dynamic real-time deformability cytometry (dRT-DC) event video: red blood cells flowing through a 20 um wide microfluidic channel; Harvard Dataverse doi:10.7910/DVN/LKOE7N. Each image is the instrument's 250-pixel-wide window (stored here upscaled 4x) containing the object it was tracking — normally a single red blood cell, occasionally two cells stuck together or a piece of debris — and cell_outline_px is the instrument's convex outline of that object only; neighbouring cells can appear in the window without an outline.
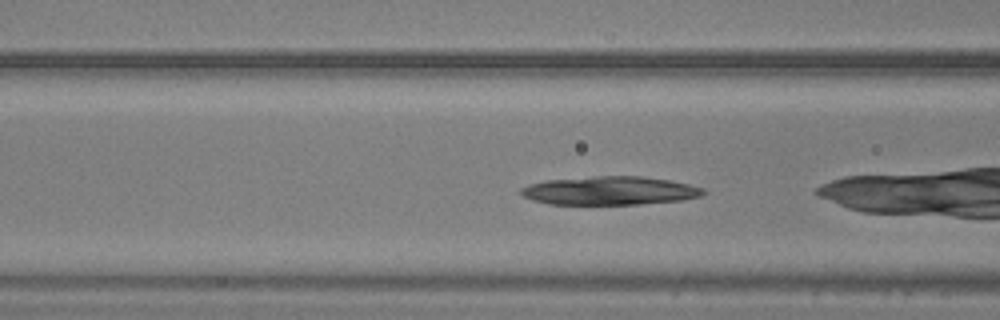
{"species": "common noctule bat (a hibernating species)", "species_latin": "Nyctalus noctula", "temperature_condition": "warm", "stored_images_in_passage": 18, "camera_frame_rate_fps": 3000, "um_per_image_px": 0.085, "animal": {"sex": "male", "body_mass_g": 20.5, "forearm_length_mm": 52.5}, "frame": {"image": 1, "passage_image": 3, "time_ms": 0.667, "image_size_px": [1000, 320], "cell_outline_px": [[708, 192], [700, 196], [684, 200], [640, 204], [548, 204], [532, 200], [520, 196], [520, 188], [528, 184], [544, 180], [596, 176], [640, 176], [668, 180], [688, 184], [704, 188]], "centroid_in_image_um": [51.8, 16.21], "position_along_channel_um": 114.8, "area_um2": 30.52}}
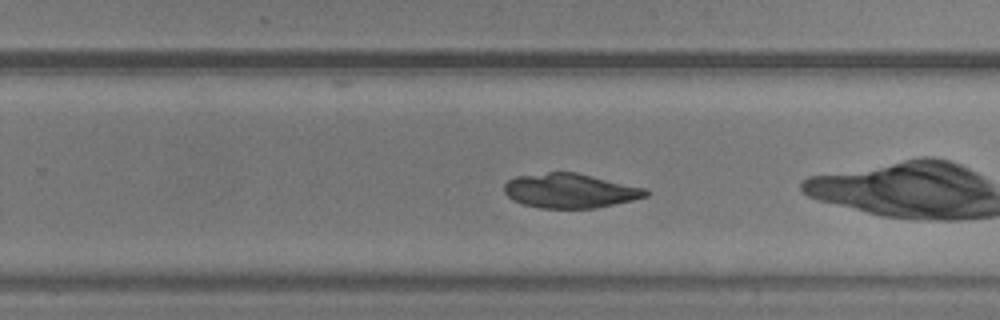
{"frame": {"image": 2, "passage_image": 16, "time_ms": 5.0, "image_size_px": [1000, 320], "cell_outline_px": [[652, 192], [648, 196], [632, 200], [596, 208], [540, 208], [524, 204], [512, 200], [504, 192], [504, 184], [508, 180], [516, 176], [548, 172], [576, 172], [648, 188]], "centroid_in_image_um": [48.49, 16.21], "position_along_channel_um": 281.3, "area_um2": 28.67}}